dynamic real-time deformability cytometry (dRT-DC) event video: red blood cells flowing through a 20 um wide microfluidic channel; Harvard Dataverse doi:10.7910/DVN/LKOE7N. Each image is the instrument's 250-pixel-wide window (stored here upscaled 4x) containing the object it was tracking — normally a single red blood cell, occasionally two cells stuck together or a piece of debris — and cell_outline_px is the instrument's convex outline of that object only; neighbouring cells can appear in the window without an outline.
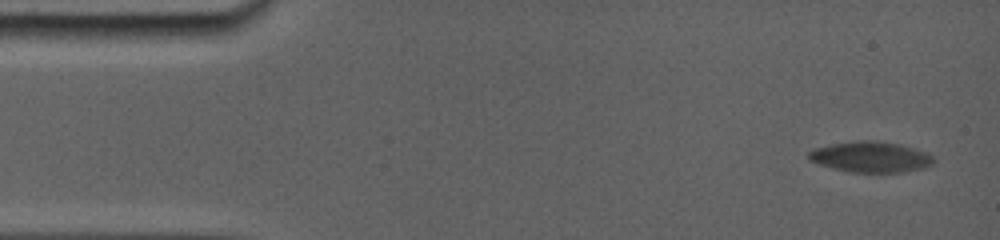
{"species": "common noctule bat (a hibernating species)", "species_latin": "Nyctalus noctula", "temperature_condition": "room temperature", "stored_images_in_passage": 13, "camera_frame_rate_fps": 5000, "um_per_image_px": 0.085, "animal": {"sex": "female", "body_mass_g": 19.0, "forearm_length_mm": 56.7}, "frame": {"image": 1, "passage_image": 1, "time_ms": 0.0, "image_size_px": [1000, 240], "cell_outline_px": [[932, 160], [924, 164], [896, 172], [852, 172], [824, 164], [812, 160], [808, 156], [812, 152], [824, 148], [844, 144], [884, 144], [900, 148], [924, 156]], "centroid_in_image_um": [73.82, 13.43], "position_along_channel_um": 11.2, "area_um2": 18.09}}
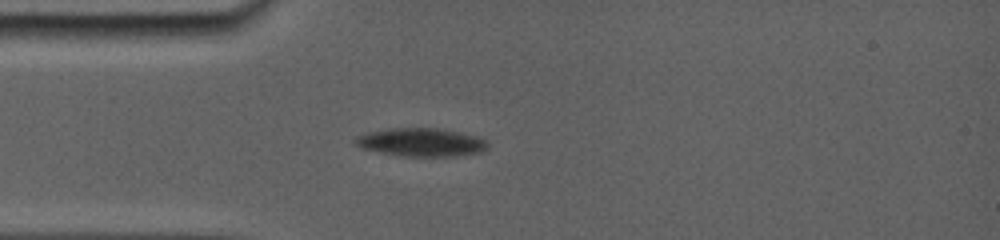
{"frame": {"image": 2, "passage_image": 10, "time_ms": 4.2, "image_size_px": [1000, 240], "cell_outline_px": [[484, 148], [476, 152], [448, 156], [408, 156], [368, 148], [356, 144], [356, 140], [364, 136], [376, 132], [404, 128], [428, 128], [448, 132], [480, 140], [484, 144]], "centroid_in_image_um": [35.76, 12.12], "position_along_channel_um": 49.2, "area_um2": 19.07}}
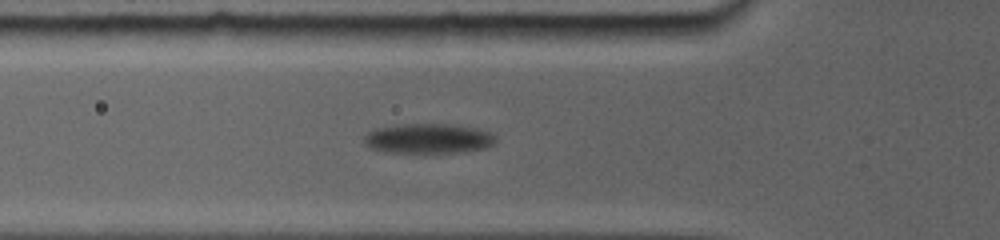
{"frame": {"image": 3, "passage_image": 13, "time_ms": 5.6, "image_size_px": [1000, 240], "cell_outline_px": [[492, 144], [484, 148], [456, 152], [392, 152], [376, 148], [368, 144], [364, 140], [372, 132], [384, 128], [416, 124], [436, 124], [464, 128], [484, 132], [492, 136]], "centroid_in_image_um": [36.4, 11.81], "position_along_channel_um": 89.4, "area_um2": 20.75}}